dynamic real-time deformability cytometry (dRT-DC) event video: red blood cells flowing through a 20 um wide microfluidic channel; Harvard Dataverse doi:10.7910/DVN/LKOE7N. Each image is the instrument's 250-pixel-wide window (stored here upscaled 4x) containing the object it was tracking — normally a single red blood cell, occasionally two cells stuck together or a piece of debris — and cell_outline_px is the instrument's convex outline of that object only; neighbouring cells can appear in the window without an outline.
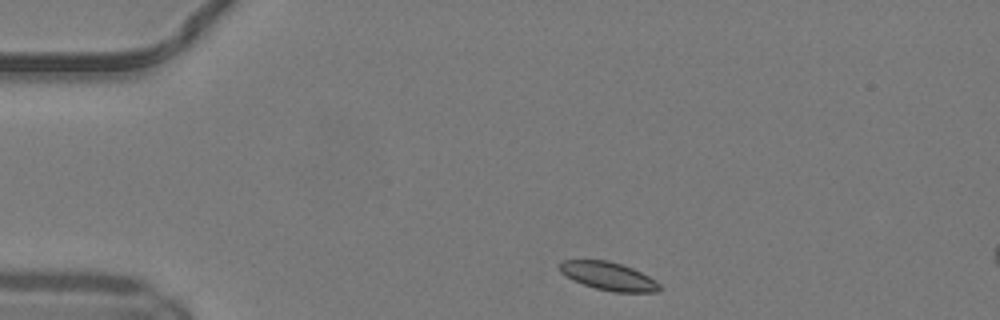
{"species": "common noctule bat (a hibernating species)", "species_latin": "Nyctalus noctula", "temperature_condition": "warm", "stored_images_in_passage": 6, "camera_frame_rate_fps": 3000, "um_per_image_px": 0.085, "animal": {"sex": "male", "body_mass_g": 19.2, "forearm_length_mm": 51.8}, "frame": {"image": 1, "passage_image": 1, "time_ms": 0.0, "image_size_px": [1000, 320], "cell_outline_px": [[664, 288], [660, 292], [612, 292], [596, 288], [572, 280], [560, 272], [560, 260], [608, 260], [632, 268], [656, 280]], "centroid_in_image_um": [51.75, 23.48], "position_along_channel_um": 33.2, "area_um2": 16.47}}